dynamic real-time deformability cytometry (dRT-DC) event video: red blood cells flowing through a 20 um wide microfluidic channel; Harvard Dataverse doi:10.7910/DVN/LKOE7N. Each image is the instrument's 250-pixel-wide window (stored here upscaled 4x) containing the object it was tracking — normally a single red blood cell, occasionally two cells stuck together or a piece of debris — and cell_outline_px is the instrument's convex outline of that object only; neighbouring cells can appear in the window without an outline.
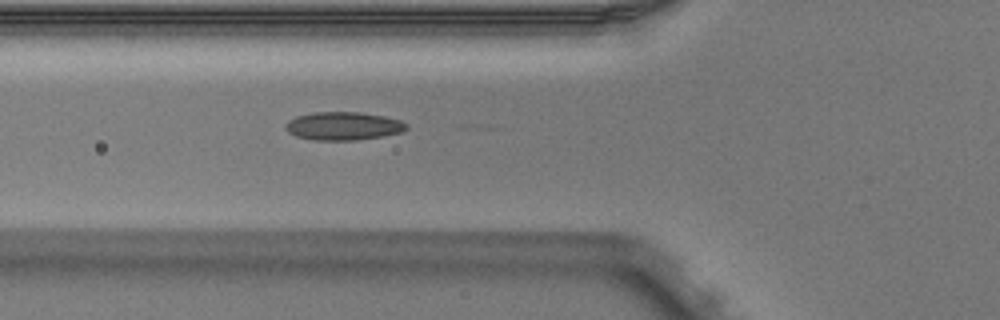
{"species": "Egyptian fruit bat (a non-hibernating species)", "species_latin": "Rousettus aegyptiacus", "temperature_condition": "warm", "stored_images_in_passage": 5, "segment_of_instrument_passage": [2, 2], "camera_frame_rate_fps": 3000, "um_per_image_px": 0.085, "animal": {"sex": "male"}, "frame": {"image": 1, "passage_image": 5, "time_ms": 1.333, "image_size_px": [1000, 320], "cell_outline_px": [[408, 128], [404, 132], [384, 136], [356, 140], [312, 140], [296, 136], [288, 132], [284, 128], [284, 124], [288, 120], [296, 116], [316, 112], [360, 112], [384, 116], [400, 120], [408, 124]], "centroid_in_image_um": [29.19, 10.71], "position_along_channel_um": 96.6, "area_um2": 20.11}}